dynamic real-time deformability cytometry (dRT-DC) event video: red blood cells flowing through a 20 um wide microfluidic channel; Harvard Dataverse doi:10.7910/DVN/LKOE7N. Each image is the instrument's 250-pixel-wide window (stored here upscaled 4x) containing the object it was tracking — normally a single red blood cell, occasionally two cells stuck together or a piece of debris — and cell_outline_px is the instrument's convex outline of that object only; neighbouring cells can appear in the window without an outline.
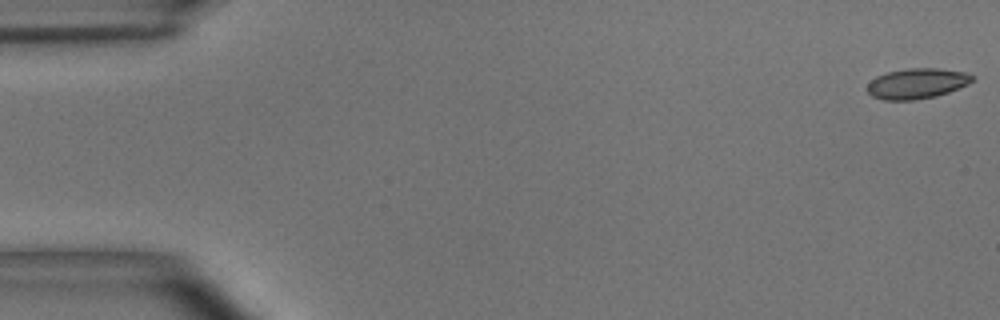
{"species": "common noctule bat (a hibernating species)", "species_latin": "Nyctalus noctula", "temperature_condition": "room temperature", "stored_images_in_passage": 55, "camera_frame_rate_fps": 3000, "um_per_image_px": 0.085, "animal": {"sex": "male", "body_mass_g": 15.6}, "frame": {"image": 1, "passage_image": 1, "time_ms": 0.0, "image_size_px": [1000, 320], "cell_outline_px": [[976, 76], [968, 84], [948, 92], [936, 96], [912, 100], [884, 100], [872, 96], [868, 92], [868, 84], [876, 76], [888, 72], [908, 68], [936, 68], [964, 72]], "centroid_in_image_um": [77.94, 7.09], "position_along_channel_um": 7.1, "area_um2": 18.44}}
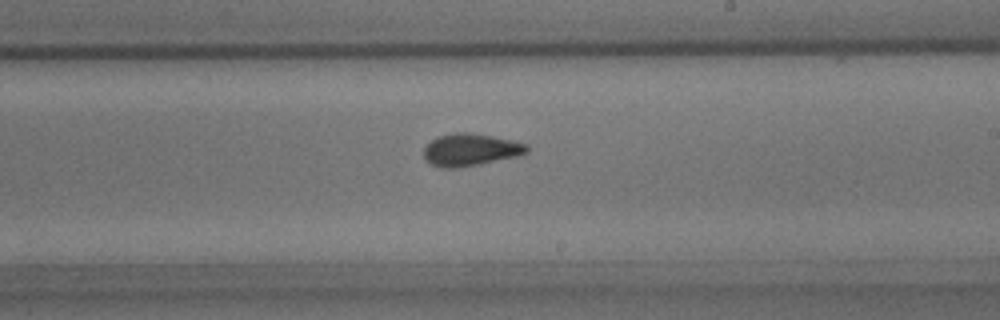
{"frame": {"image": 2, "passage_image": 32, "time_ms": 10.333, "image_size_px": [1000, 320], "cell_outline_px": [[528, 152], [520, 156], [460, 168], [440, 168], [432, 164], [424, 156], [424, 148], [432, 140], [440, 136], [456, 132], [472, 132], [512, 140], [528, 144]], "centroid_in_image_um": [40.04, 12.73], "position_along_channel_um": 249.0, "area_um2": 19.48}}
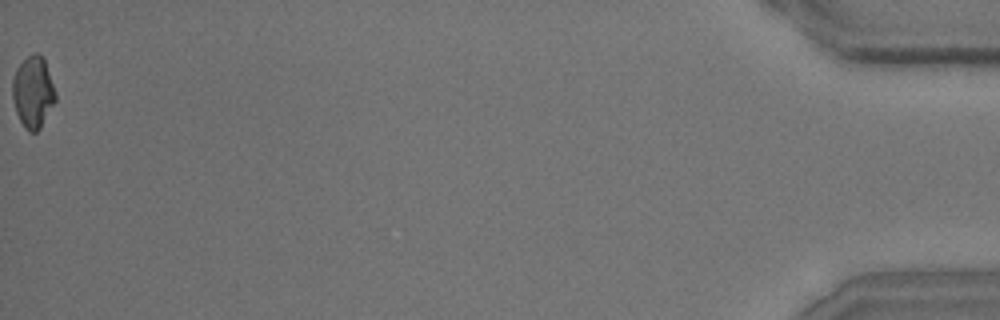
{"frame": {"image": 3, "passage_image": 55, "time_ms": 18.0, "image_size_px": [1000, 320], "cell_outline_px": [[56, 100], [40, 128], [36, 132], [28, 132], [24, 128], [16, 112], [12, 96], [12, 80], [16, 68], [32, 52], [40, 52], [44, 56], [56, 92]], "centroid_in_image_um": [2.81, 7.79], "position_along_channel_um": 432.4, "area_um2": 18.21}, "authors_computed_cell_mechanics": {"area_um2": 18.6116, "velocity_mm_per_s": 3.6558, "shape_relaxation_time_tau1_ms": 3.9526, "shape_relaxation_time_tau2_ms": 1.2148, "deformation_change_tau1": 0.1346, "deformation_change_tau2": 0.0815}}